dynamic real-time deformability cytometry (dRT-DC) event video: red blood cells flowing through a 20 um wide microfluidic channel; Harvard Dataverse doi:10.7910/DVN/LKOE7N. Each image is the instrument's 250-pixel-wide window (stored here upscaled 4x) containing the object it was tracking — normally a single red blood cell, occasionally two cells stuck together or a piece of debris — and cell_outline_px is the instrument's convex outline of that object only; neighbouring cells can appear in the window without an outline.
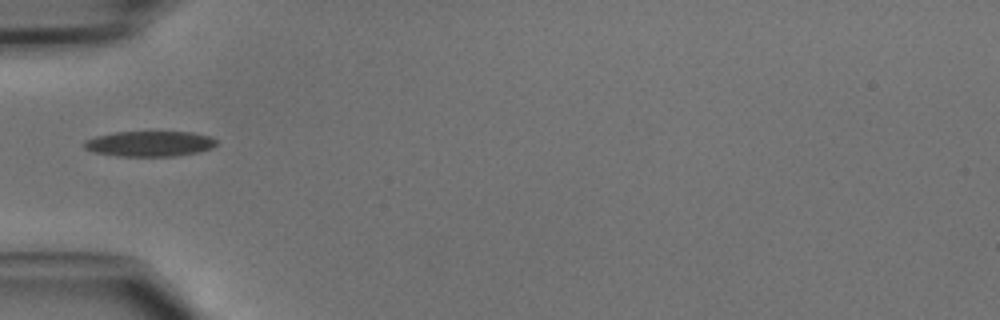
{"species": "common noctule bat (a hibernating species)", "species_latin": "Nyctalus noctula", "temperature_condition": "cold", "stored_images_in_passage": 32, "camera_frame_rate_fps": 3000, "um_per_image_px": 0.085, "animal": {"sex": "male", "body_mass_g": 15.6}, "frame": {"image": 1, "passage_image": 1, "time_ms": 0.0, "image_size_px": [1000, 320], "cell_outline_px": [[216, 144], [212, 148], [200, 152], [176, 156], [116, 156], [92, 152], [84, 148], [84, 140], [96, 136], [112, 132], [192, 132], [212, 136], [216, 140]], "centroid_in_image_um": [12.72, 12.22], "position_along_channel_um": 72.3, "area_um2": 19.83}}
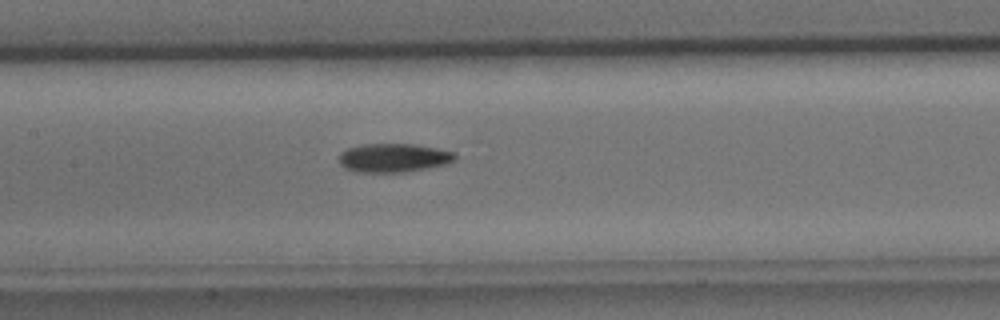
{"frame": {"image": 2, "passage_image": 8, "time_ms": 2.333, "image_size_px": [1000, 320], "cell_outline_px": [[456, 160], [448, 164], [428, 168], [404, 172], [356, 172], [344, 168], [340, 164], [340, 152], [348, 148], [364, 144], [412, 144], [436, 148], [456, 152]], "centroid_in_image_um": [33.48, 13.42], "position_along_channel_um": 173.9, "area_um2": 19.54}}
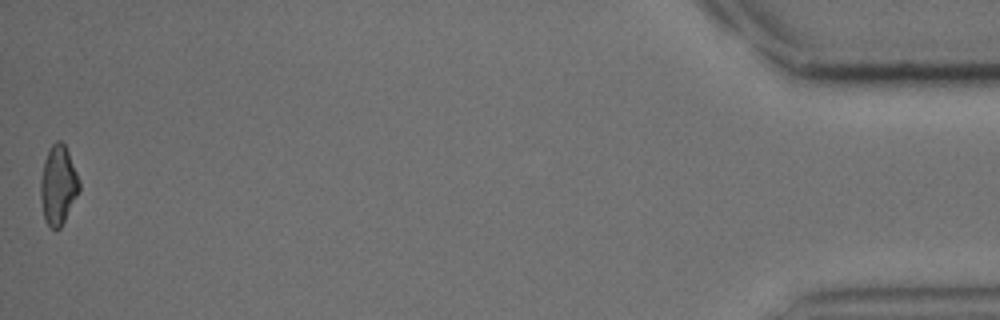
{"frame": {"image": 3, "passage_image": 32, "time_ms": 10.333, "image_size_px": [1000, 320], "cell_outline_px": [[80, 192], [60, 228], [52, 228], [44, 220], [40, 196], [40, 180], [44, 160], [52, 144], [56, 140], [60, 140], [64, 144], [68, 152], [80, 180]], "centroid_in_image_um": [4.95, 15.73], "position_along_channel_um": 430.2, "area_um2": 17.86}}